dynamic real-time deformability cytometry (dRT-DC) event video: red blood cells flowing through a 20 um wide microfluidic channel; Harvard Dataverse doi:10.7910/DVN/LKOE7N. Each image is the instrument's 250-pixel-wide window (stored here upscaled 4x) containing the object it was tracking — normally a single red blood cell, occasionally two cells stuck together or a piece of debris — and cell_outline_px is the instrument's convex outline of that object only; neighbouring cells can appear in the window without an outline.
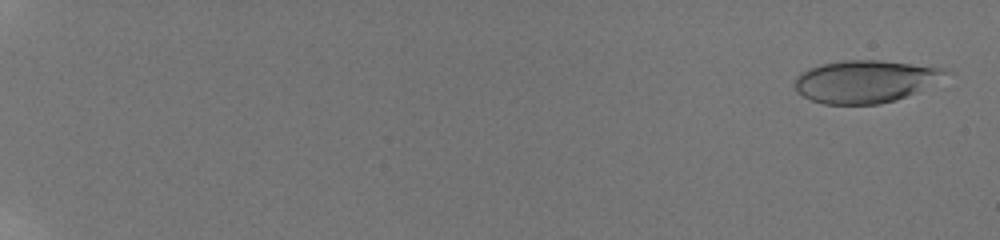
{"species": "human", "species_latin": "Homo sapiens", "temperature_condition": "room temperature", "stored_images_in_passage": 68, "camera_frame_rate_fps": 3000, "um_per_image_px": 0.085, "donor": {"sex": "male"}, "frame": {"image": 1, "passage_image": 2, "time_ms": 0.333, "image_size_px": [1000, 240], "cell_outline_px": [[952, 72], [896, 100], [880, 104], [824, 104], [812, 100], [796, 92], [796, 76], [808, 68], [820, 64], [844, 60], [880, 60], [944, 68]], "centroid_in_image_um": [73.47, 6.91], "position_along_channel_um": 11.5, "area_um2": 36.65}}
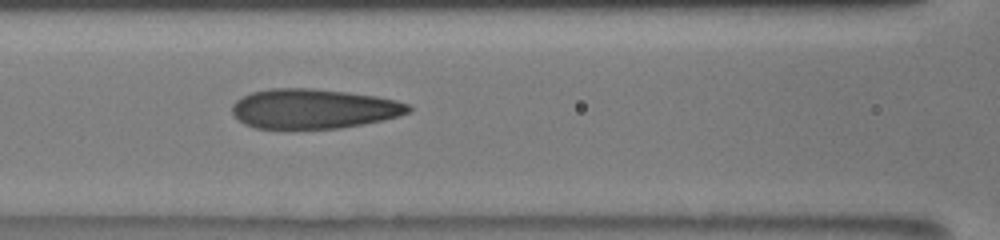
{"frame": {"image": 2, "passage_image": 35, "time_ms": 9.667, "image_size_px": [1000, 240], "cell_outline_px": [[412, 112], [400, 116], [384, 120], [364, 124], [340, 128], [284, 132], [256, 128], [244, 124], [232, 112], [232, 104], [240, 96], [252, 92], [268, 88], [312, 88], [348, 92], [376, 96], [396, 100], [408, 104], [412, 108]], "centroid_in_image_um": [26.63, 9.28], "position_along_channel_um": 140.0, "area_um2": 42.25}}
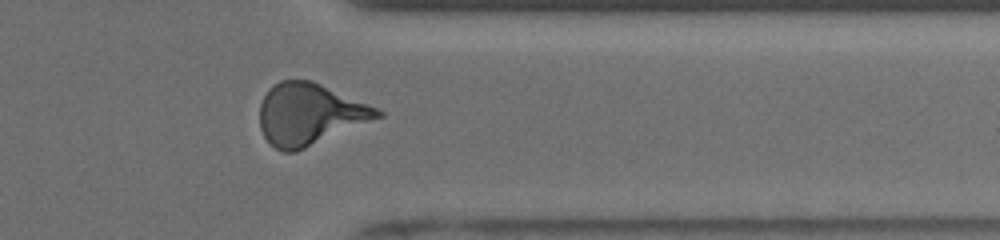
{"frame": {"image": 3, "passage_image": 53, "time_ms": 16.0, "image_size_px": [1000, 240], "cell_outline_px": [[384, 116], [296, 152], [284, 152], [276, 148], [264, 136], [260, 128], [260, 104], [268, 88], [272, 84], [280, 80], [312, 80], [376, 108], [384, 112]], "centroid_in_image_um": [26.3, 9.71], "position_along_channel_um": 385.1, "area_um2": 42.08}, "authors_computed_cell_mechanics": {"area_um2": 39.2462, "velocity_mm_per_s": 3.8878, "shape_relaxation_time_tau1_ms": 6.65, "shape_relaxation_time_tau2_ms": 0.7696, "deformation_change_tau1": 0.2156, "deformation_change_tau2": 0.0769}}